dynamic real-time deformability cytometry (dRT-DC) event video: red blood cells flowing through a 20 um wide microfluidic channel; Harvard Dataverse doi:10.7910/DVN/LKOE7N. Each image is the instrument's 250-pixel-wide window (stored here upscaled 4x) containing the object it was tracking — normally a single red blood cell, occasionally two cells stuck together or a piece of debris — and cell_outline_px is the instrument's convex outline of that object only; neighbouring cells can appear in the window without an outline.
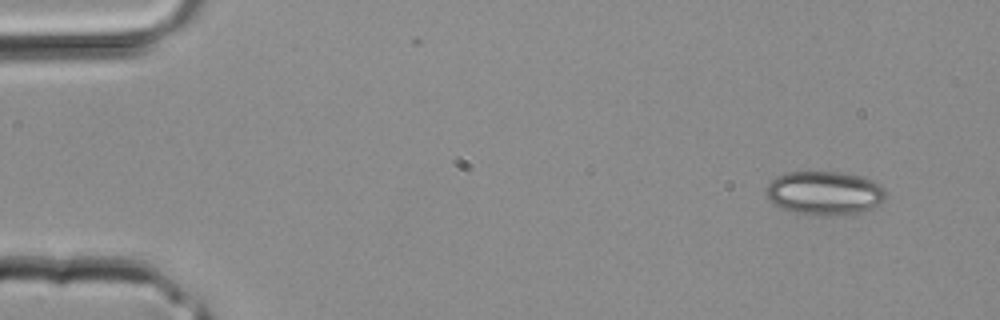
{"species": "common noctule bat (a hibernating species)", "species_latin": "Nyctalus noctula", "temperature_condition": "room temperature", "stored_images_in_passage": 4, "camera_frame_rate_fps": 3000, "um_per_image_px": 0.085, "animal": {"sex": "male", "body_mass_g": 20.4}, "frame": {"image": 1, "passage_image": 1, "time_ms": 0.0, "image_size_px": [1000, 320], "cell_outline_px": [[884, 200], [880, 204], [860, 212], [824, 216], [820, 216], [796, 212], [772, 204], [764, 196], [764, 192], [768, 184], [776, 176], [784, 172], [844, 172], [860, 176], [872, 180], [880, 184], [884, 188]], "centroid_in_image_um": [70.04, 16.39], "position_along_channel_um": 15.0, "area_um2": 30.63}}